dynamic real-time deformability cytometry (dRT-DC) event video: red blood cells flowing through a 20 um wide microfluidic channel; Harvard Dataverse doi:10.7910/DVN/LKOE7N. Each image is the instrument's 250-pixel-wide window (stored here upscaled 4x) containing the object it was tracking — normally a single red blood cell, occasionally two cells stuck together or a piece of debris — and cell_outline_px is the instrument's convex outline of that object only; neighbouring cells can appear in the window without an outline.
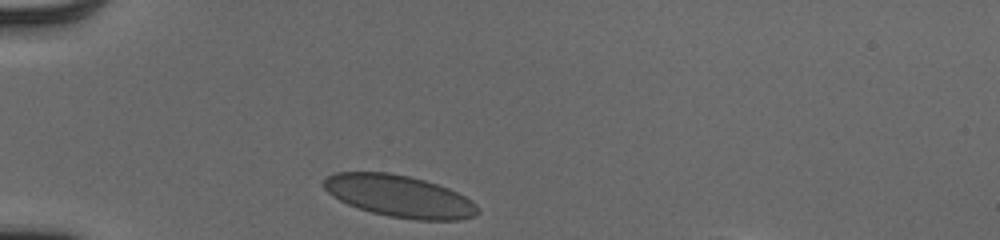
{"species": "human", "species_latin": "Homo sapiens", "temperature_condition": "cold", "stored_images_in_passage": 30, "camera_frame_rate_fps": 3000, "um_per_image_px": 0.085, "donor": {"sex": "male"}, "frame": {"image": 1, "passage_image": 1, "time_ms": 0.0, "image_size_px": [1000, 240], "cell_outline_px": [[480, 212], [476, 216], [460, 220], [416, 220], [388, 216], [372, 212], [348, 204], [332, 196], [324, 188], [324, 180], [328, 176], [336, 172], [388, 172], [408, 176], [424, 180], [448, 188], [472, 200], [476, 204]], "centroid_in_image_um": [33.98, 16.68], "position_along_channel_um": 51.0, "area_um2": 37.51}}
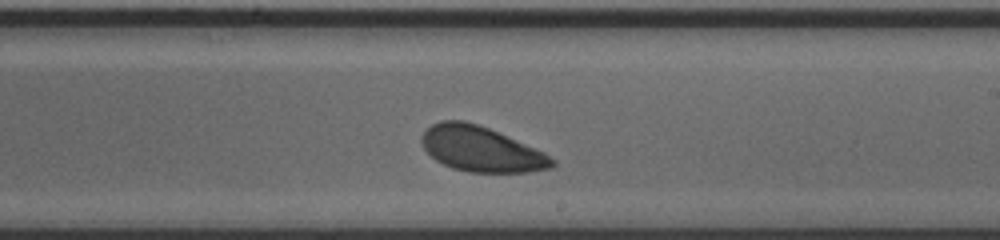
{"frame": {"image": 2, "passage_image": 18, "time_ms": 5.667, "image_size_px": [1000, 240], "cell_outline_px": [[556, 164], [552, 168], [528, 172], [468, 172], [452, 168], [436, 160], [424, 148], [420, 140], [420, 136], [432, 124], [440, 120], [464, 120], [488, 128], [544, 152], [556, 160]], "centroid_in_image_um": [40.89, 12.68], "position_along_channel_um": 248.1, "area_um2": 34.16}}
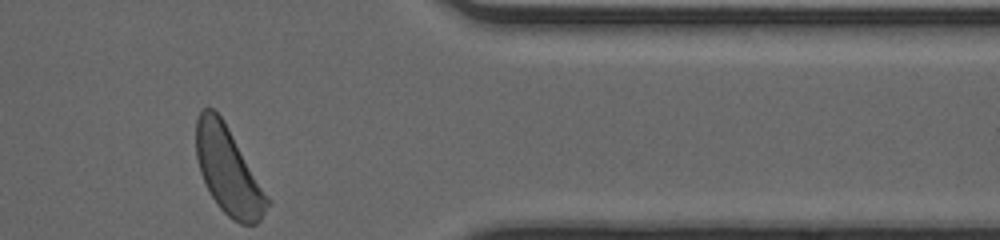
{"frame": {"image": 3, "passage_image": 30, "time_ms": 9.667, "image_size_px": [1000, 240], "cell_outline_px": [[272, 204], [260, 220], [256, 224], [240, 224], [232, 220], [216, 204], [200, 172], [196, 156], [196, 120], [200, 112], [204, 108], [212, 108], [224, 120], [268, 196]], "centroid_in_image_um": [19.41, 14.54], "position_along_channel_um": 392.0, "area_um2": 35.84}, "authors_computed_cell_mechanics": {"area_um2": 35.4025, "velocity_mm_per_s": 3.9192, "shape_relaxation_time_tau1_ms": 1.1636, "shape_relaxation_time_tau2_ms": null, "deformation_change_tau1": 0.0625, "deformation_change_tau2": null}}